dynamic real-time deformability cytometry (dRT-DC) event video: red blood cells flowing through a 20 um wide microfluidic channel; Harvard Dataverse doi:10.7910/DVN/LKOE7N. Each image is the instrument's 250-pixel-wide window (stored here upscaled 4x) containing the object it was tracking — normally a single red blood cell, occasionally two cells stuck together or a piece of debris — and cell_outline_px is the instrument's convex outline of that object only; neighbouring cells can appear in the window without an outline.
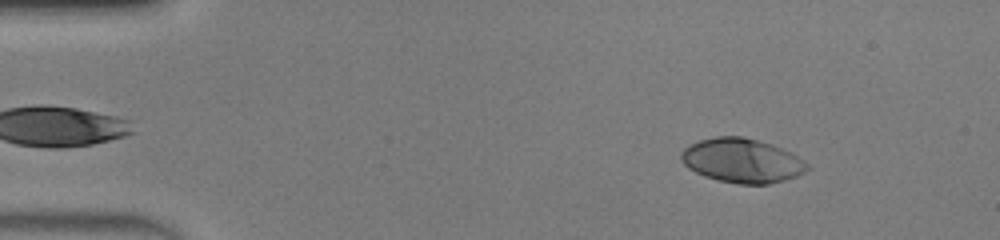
{"species": "human", "species_latin": "Homo sapiens", "temperature_condition": "warm", "stored_images_in_passage": 48, "camera_frame_rate_fps": 3000, "um_per_image_px": 0.085, "donor": {"sex": "male"}, "frame": {"image": 1, "passage_image": 6, "time_ms": 1.667, "image_size_px": [1000, 240], "cell_outline_px": [[812, 168], [796, 176], [784, 180], [768, 184], [740, 184], [720, 180], [704, 176], [688, 168], [680, 160], [680, 152], [688, 144], [700, 140], [716, 136], [744, 136], [772, 144], [804, 160]], "centroid_in_image_um": [63.05, 13.64], "position_along_channel_um": 22.0, "area_um2": 32.54}}
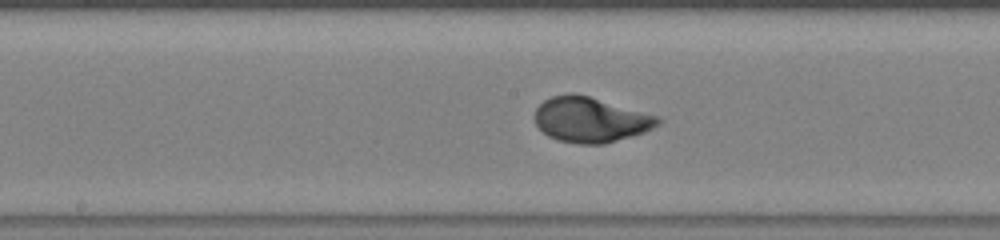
{"frame": {"image": 2, "passage_image": 25, "time_ms": 8.0, "image_size_px": [1000, 240], "cell_outline_px": [[664, 120], [660, 124], [644, 132], [632, 136], [604, 144], [580, 144], [556, 140], [548, 136], [536, 124], [536, 108], [544, 100], [552, 96], [568, 92], [572, 92], [588, 96], [660, 116]], "centroid_in_image_um": [50.22, 10.17], "position_along_channel_um": 198.0, "area_um2": 32.48}}
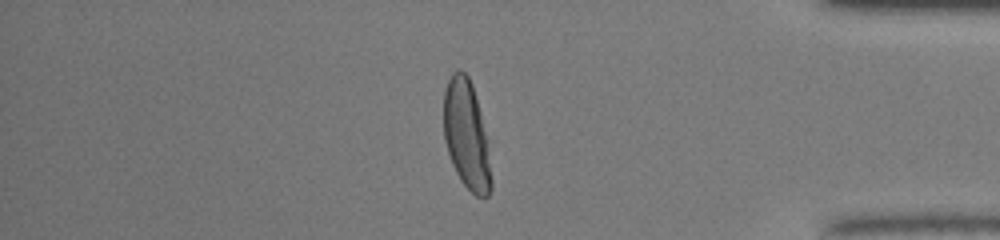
{"frame": {"image": 3, "passage_image": 41, "time_ms": 13.333, "image_size_px": [1000, 240], "cell_outline_px": [[492, 188], [488, 196], [476, 196], [460, 180], [452, 164], [444, 140], [444, 88], [452, 72], [456, 68], [460, 68], [468, 76], [472, 84], [480, 112], [484, 132], [492, 180]], "centroid_in_image_um": [39.62, 11.44], "position_along_channel_um": 395.6, "area_um2": 29.71}, "authors_computed_cell_mechanics": {"area_um2": 31.9345, "velocity_mm_per_s": 4.2365, "shape_relaxation_time_tau1_ms": 2.6677, "shape_relaxation_time_tau2_ms": null, "deformation_change_tau1": 0.2058, "deformation_change_tau2": null}}